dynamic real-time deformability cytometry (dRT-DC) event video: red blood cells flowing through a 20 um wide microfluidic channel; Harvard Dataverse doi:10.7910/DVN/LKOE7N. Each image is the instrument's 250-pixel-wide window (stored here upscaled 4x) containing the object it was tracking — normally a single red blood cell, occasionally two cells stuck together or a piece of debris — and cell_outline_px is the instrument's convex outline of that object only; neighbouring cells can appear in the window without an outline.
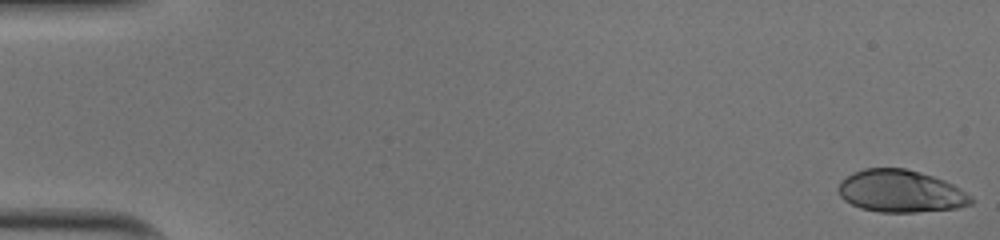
{"species": "human", "species_latin": "Homo sapiens", "temperature_condition": "cold", "stored_images_in_passage": 17, "camera_frame_rate_fps": 3000, "um_per_image_px": 0.085, "donor": {"sex": "male"}, "frame": {"image": 1, "passage_image": 1, "time_ms": 0.0, "image_size_px": [1000, 240], "cell_outline_px": [[976, 200], [972, 204], [956, 208], [916, 212], [880, 212], [860, 208], [844, 200], [840, 196], [836, 188], [840, 180], [844, 176], [852, 172], [864, 168], [904, 168], [920, 172], [944, 180], [960, 188], [972, 196]], "centroid_in_image_um": [76.53, 16.25], "position_along_channel_um": 8.5, "area_um2": 33.06}}
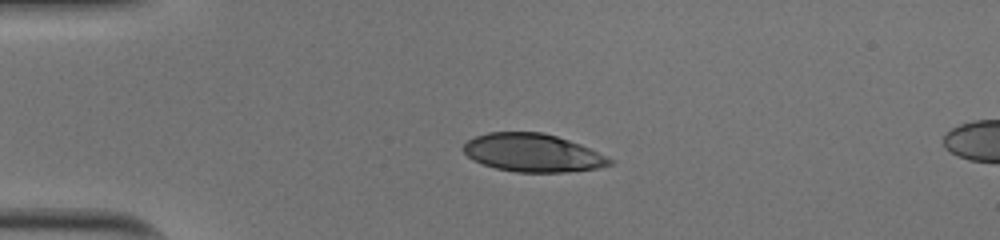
{"frame": {"image": 2, "passage_image": 13, "time_ms": 4.0, "image_size_px": [1000, 240], "cell_outline_px": [[616, 164], [596, 168], [564, 172], [516, 172], [496, 168], [472, 160], [464, 152], [464, 144], [468, 140], [476, 136], [488, 132], [540, 132], [556, 136], [580, 144], [616, 160]], "centroid_in_image_um": [45.31, 12.99], "position_along_channel_um": 39.7, "area_um2": 32.37}}